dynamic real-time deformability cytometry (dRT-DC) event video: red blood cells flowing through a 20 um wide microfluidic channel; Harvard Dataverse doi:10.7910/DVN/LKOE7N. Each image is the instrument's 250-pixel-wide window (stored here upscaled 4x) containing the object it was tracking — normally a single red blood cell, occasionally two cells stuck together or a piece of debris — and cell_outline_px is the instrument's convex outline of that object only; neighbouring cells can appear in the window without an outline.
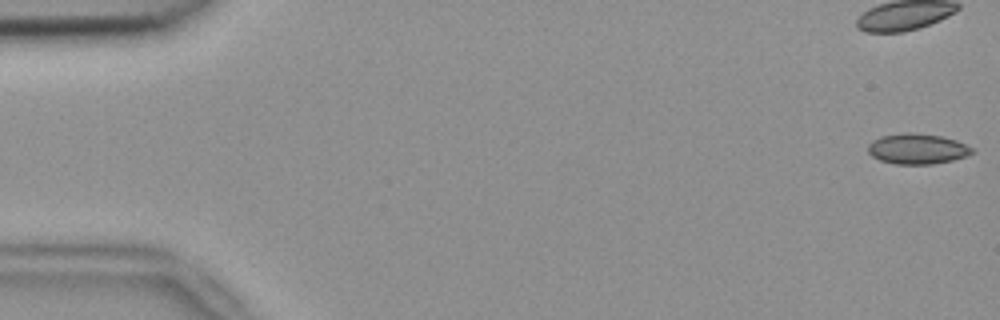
{"species": "common noctule bat (a hibernating species)", "species_latin": "Nyctalus noctula", "temperature_condition": "room temperature", "stored_images_in_passage": 53, "camera_frame_rate_fps": 3000, "um_per_image_px": 0.085, "animal": {"sex": "female", "body_mass_g": 18.4}, "frame": {"image": 1, "passage_image": 1, "time_ms": 0.0, "image_size_px": [1000, 320], "cell_outline_px": [[976, 152], [952, 160], [932, 164], [896, 164], [880, 160], [872, 156], [868, 152], [868, 144], [872, 140], [880, 136], [904, 132], [912, 132], [940, 136], [956, 140], [972, 148]], "centroid_in_image_um": [77.94, 12.64], "position_along_channel_um": 7.1, "area_um2": 18.44}}